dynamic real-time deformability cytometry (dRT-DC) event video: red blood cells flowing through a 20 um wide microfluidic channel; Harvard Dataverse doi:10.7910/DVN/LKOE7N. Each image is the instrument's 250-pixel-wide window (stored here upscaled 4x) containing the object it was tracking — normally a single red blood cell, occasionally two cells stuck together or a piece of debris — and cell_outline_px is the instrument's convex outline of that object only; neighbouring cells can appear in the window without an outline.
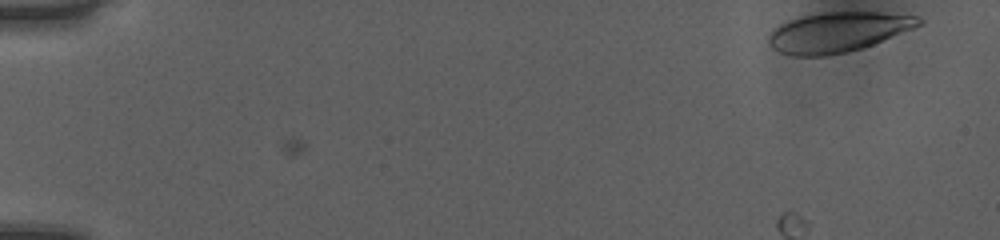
{"species": "human", "species_latin": "Homo sapiens", "temperature_condition": "room temperature", "stored_images_in_passage": 45, "camera_frame_rate_fps": 3000, "um_per_image_px": 0.085, "donor": {"sex": "female"}, "frame": {"image": 1, "passage_image": 1, "time_ms": 0.0, "image_size_px": [1000, 240], "cell_outline_px": [[924, 24], [872, 44], [848, 52], [824, 56], [792, 56], [780, 52], [772, 48], [768, 44], [768, 36], [772, 28], [788, 20], [800, 16], [820, 12], [880, 12], [920, 16], [924, 20]], "centroid_in_image_um": [71.19, 2.72], "position_along_channel_um": 13.8, "area_um2": 35.26}}
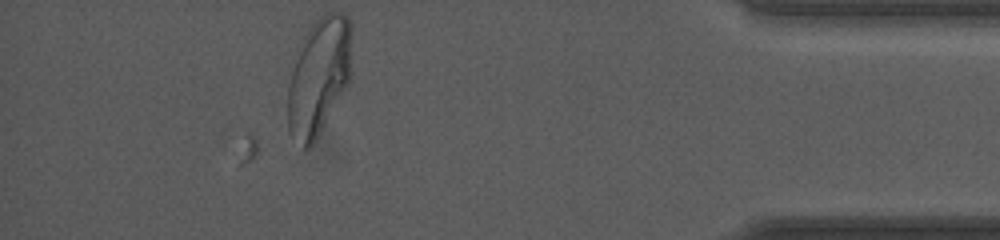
{"frame": {"image": 2, "passage_image": 45, "time_ms": 14.667, "image_size_px": [1000, 240], "cell_outline_px": [[352, 32], [348, 84], [316, 140], [308, 148], [304, 148], [288, 128], [288, 84], [296, 48], [304, 36], [316, 20], [324, 12], [344, 12], [348, 16], [352, 24]], "centroid_in_image_um": [27.1, 6.42], "position_along_channel_um": 408.1, "area_um2": 43.81}}